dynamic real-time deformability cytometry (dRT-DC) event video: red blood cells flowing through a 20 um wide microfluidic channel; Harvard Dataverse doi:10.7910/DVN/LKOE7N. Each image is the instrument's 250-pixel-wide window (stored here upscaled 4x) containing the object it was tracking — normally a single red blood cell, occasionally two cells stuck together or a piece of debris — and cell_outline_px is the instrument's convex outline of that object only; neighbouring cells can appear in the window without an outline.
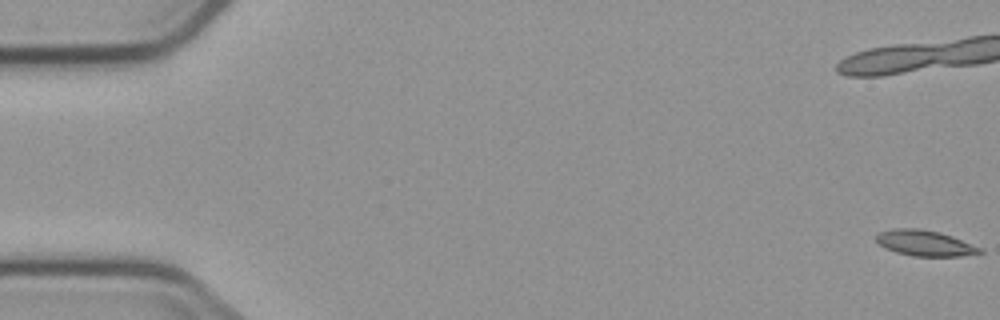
{"species": "common noctule bat (a hibernating species)", "species_latin": "Nyctalus noctula", "temperature_condition": "cold", "stored_images_in_passage": 10, "camera_frame_rate_fps": 3000, "um_per_image_px": 0.085, "animal": {"sex": "male", "body_mass_g": 23.1, "forearm_length_mm": 52.7}, "frame": {"image": 1, "passage_image": 1, "time_ms": 0.0, "image_size_px": [1000, 320], "cell_outline_px": [[984, 252], [960, 256], [912, 256], [896, 252], [884, 248], [876, 240], [876, 236], [880, 232], [892, 228], [920, 228], [940, 232], [952, 236], [984, 248]], "centroid_in_image_um": [78.64, 20.66], "position_along_channel_um": 6.4, "area_um2": 15.66}}